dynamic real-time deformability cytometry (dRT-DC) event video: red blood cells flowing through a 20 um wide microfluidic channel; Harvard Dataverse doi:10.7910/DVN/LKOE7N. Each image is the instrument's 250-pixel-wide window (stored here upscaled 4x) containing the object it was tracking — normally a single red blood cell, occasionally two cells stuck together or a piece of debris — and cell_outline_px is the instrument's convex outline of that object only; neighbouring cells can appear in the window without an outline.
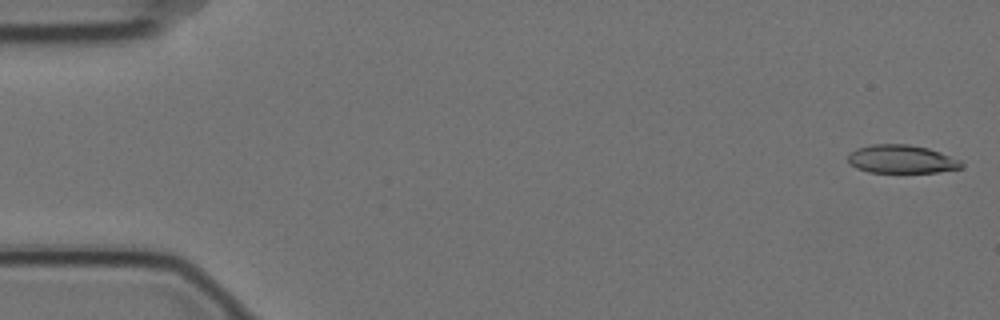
{"species": "Egyptian fruit bat (a non-hibernating species)", "species_latin": "Rousettus aegyptiacus", "temperature_condition": "cold", "stored_images_in_passage": 5, "camera_frame_rate_fps": 3000, "um_per_image_px": 0.085, "animal": {"sex": "female"}, "frame": {"image": 1, "passage_image": 1, "time_ms": 0.0, "image_size_px": [1000, 320], "cell_outline_px": [[964, 168], [936, 172], [868, 172], [856, 168], [848, 164], [848, 152], [856, 148], [872, 144], [908, 144], [928, 148], [940, 152], [960, 160], [964, 164]], "centroid_in_image_um": [76.6, 13.52], "position_along_channel_um": 8.4, "area_um2": 18.9}}
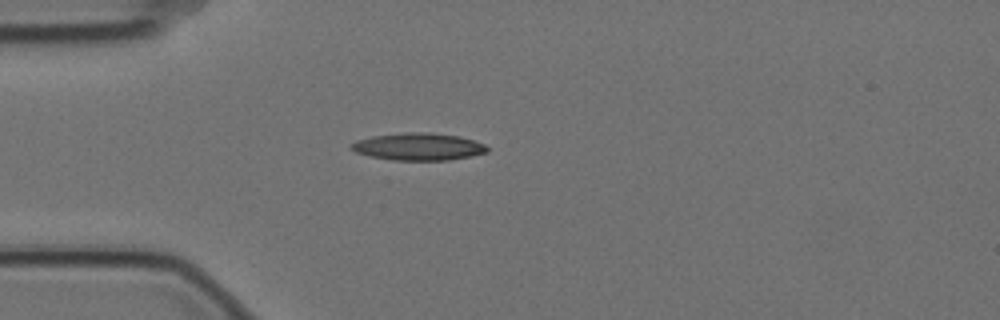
{"frame": {"image": 2, "passage_image": 5, "time_ms": 1.333, "image_size_px": [1000, 320], "cell_outline_px": [[488, 152], [472, 156], [448, 160], [392, 160], [372, 156], [356, 152], [348, 144], [356, 140], [372, 136], [404, 132], [424, 132], [460, 136], [484, 144], [488, 148]], "centroid_in_image_um": [35.56, 12.46], "position_along_channel_um": 49.4, "area_um2": 21.56}}